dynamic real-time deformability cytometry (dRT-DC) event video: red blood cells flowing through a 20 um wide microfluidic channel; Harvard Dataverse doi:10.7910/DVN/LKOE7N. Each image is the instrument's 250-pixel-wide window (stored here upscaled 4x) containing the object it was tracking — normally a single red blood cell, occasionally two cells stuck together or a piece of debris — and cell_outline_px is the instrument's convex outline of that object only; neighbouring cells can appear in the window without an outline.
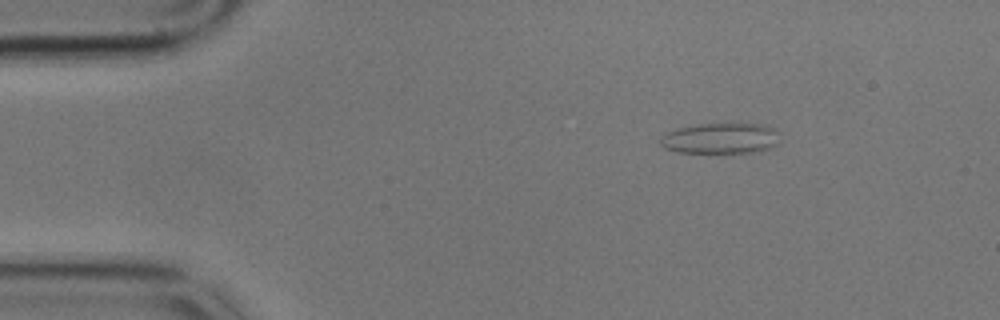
{"species": "common noctule bat (a hibernating species)", "species_latin": "Nyctalus noctula", "temperature_condition": "cold", "stored_images_in_passage": 52, "camera_frame_rate_fps": 3000, "um_per_image_px": 0.085, "animal": {"sex": "male", "body_mass_g": 17.9}, "frame": {"image": 1, "passage_image": 2, "time_ms": 0.333, "image_size_px": [1000, 320], "cell_outline_px": [[780, 132], [776, 144], [768, 148], [752, 152], [676, 152], [664, 148], [660, 144], [660, 136], [676, 128], [696, 124], [764, 124]], "centroid_in_image_um": [61.21, 11.75], "position_along_channel_um": 23.8, "area_um2": 21.27}}
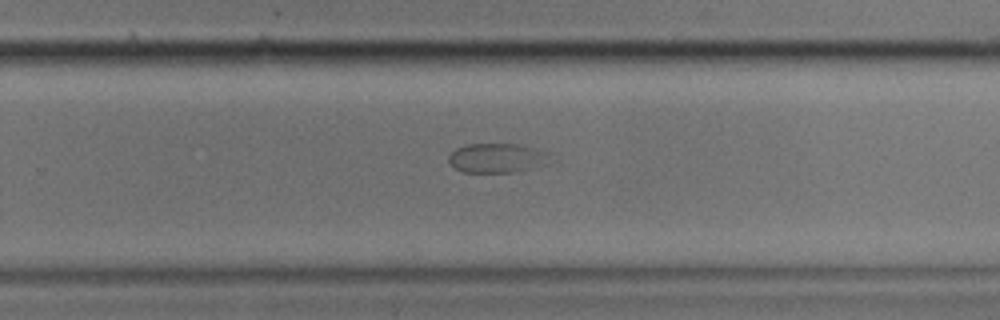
{"frame": {"image": 2, "passage_image": 31, "time_ms": 10.0, "image_size_px": [1000, 320], "cell_outline_px": [[552, 164], [516, 172], [464, 172], [452, 168], [448, 160], [448, 156], [456, 148], [468, 144], [520, 144], [548, 152]], "centroid_in_image_um": [42.29, 13.44], "position_along_channel_um": 287.5, "area_um2": 17.74}}
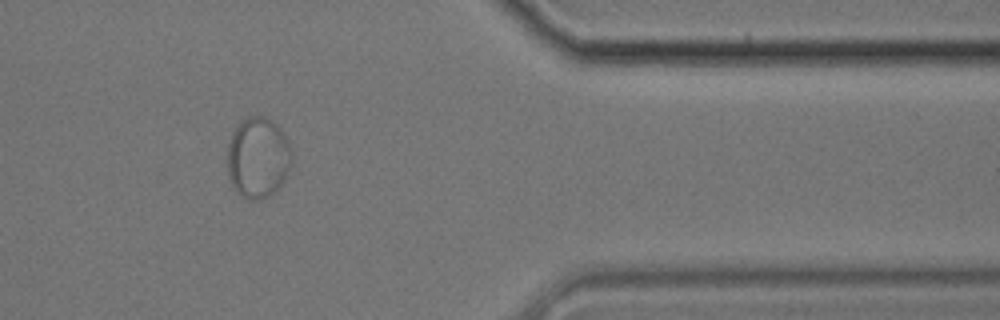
{"frame": {"image": 3, "passage_image": 42, "time_ms": 13.667, "image_size_px": [1000, 320], "cell_outline_px": [[292, 164], [284, 180], [268, 196], [260, 200], [248, 200], [236, 192], [228, 176], [228, 144], [232, 132], [236, 124], [248, 116], [264, 116], [272, 120], [280, 128], [292, 152]], "centroid_in_image_um": [21.91, 13.39], "position_along_channel_um": 389.5, "area_um2": 30.46}}